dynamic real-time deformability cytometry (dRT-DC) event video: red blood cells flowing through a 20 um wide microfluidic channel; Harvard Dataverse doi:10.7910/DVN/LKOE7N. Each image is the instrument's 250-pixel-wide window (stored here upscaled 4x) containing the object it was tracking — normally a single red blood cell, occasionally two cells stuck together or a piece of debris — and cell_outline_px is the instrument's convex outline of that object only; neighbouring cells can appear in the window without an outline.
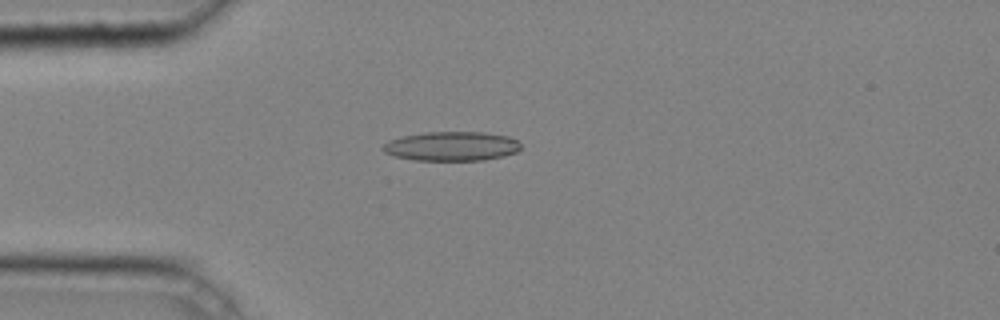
{"species": "common noctule bat (a hibernating species)", "species_latin": "Nyctalus noctula", "temperature_condition": "cold", "stored_images_in_passage": 43, "camera_frame_rate_fps": 3000, "um_per_image_px": 0.085, "animal": {"sex": "male", "body_mass_g": 20.4}, "frame": {"image": 1, "passage_image": 12, "time_ms": 3.667, "image_size_px": [1000, 320], "cell_outline_px": [[520, 148], [516, 152], [504, 156], [484, 160], [416, 160], [396, 156], [384, 152], [380, 148], [388, 140], [404, 136], [424, 132], [484, 132], [508, 136], [516, 140], [520, 144]], "centroid_in_image_um": [38.38, 12.42], "position_along_channel_um": 46.6, "area_um2": 23.47}}
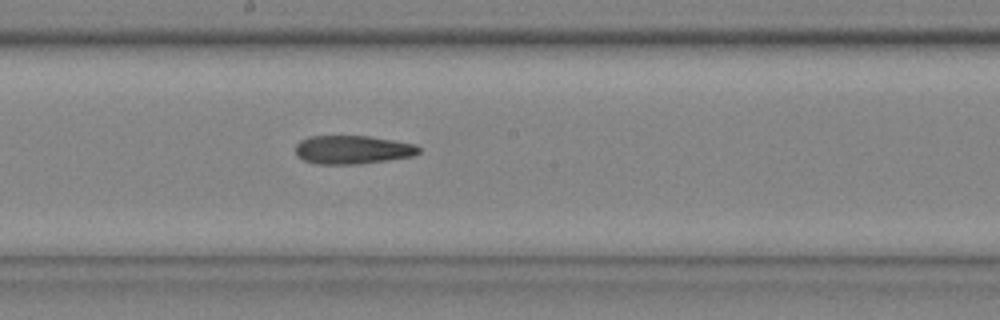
{"frame": {"image": 2, "passage_image": 25, "time_ms": 8.0, "image_size_px": [1000, 320], "cell_outline_px": [[420, 152], [412, 156], [388, 160], [360, 164], [316, 164], [304, 160], [296, 156], [296, 144], [300, 140], [308, 136], [368, 136], [416, 144], [420, 148]], "centroid_in_image_um": [29.95, 12.73], "position_along_channel_um": 218.3, "area_um2": 20.58}}
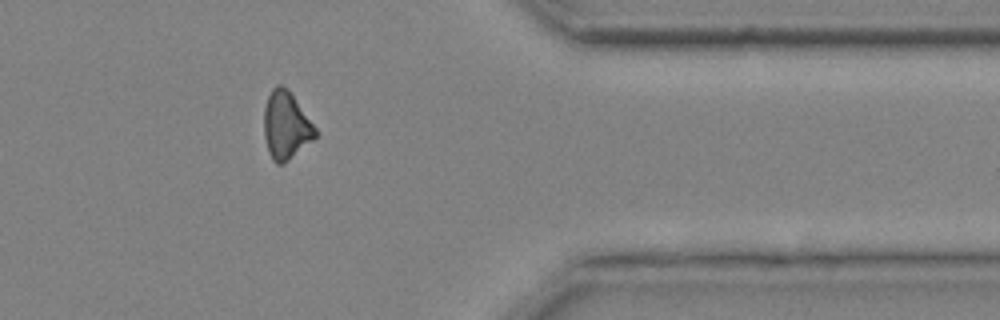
{"frame": {"image": 3, "passage_image": 38, "time_ms": 12.333, "image_size_px": [1000, 320], "cell_outline_px": [[316, 136], [312, 140], [284, 164], [276, 164], [272, 160], [268, 152], [264, 136], [264, 108], [268, 96], [272, 88], [276, 84], [280, 84], [288, 88], [292, 92], [316, 128]], "centroid_in_image_um": [24.29, 10.64], "position_along_channel_um": 387.1, "area_um2": 20.4}, "authors_computed_cell_mechanics": {"area_um2": 21.3282, "velocity_mm_per_s": 4.2864, "shape_relaxation_time_tau1_ms": null, "shape_relaxation_time_tau2_ms": 6.5407, "deformation_change_tau1": null, "deformation_change_tau2": 0.1833}}